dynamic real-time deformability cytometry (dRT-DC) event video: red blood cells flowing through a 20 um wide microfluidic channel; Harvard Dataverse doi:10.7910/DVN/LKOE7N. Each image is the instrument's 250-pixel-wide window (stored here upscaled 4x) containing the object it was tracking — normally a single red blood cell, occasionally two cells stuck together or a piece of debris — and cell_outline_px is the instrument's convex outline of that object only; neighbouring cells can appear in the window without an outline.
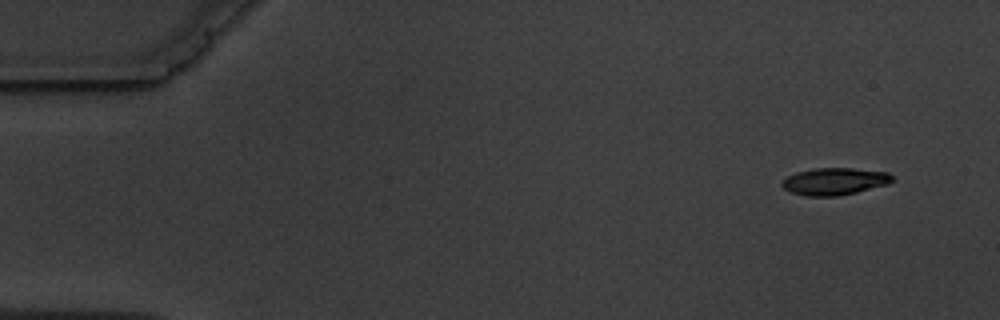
{"species": "common noctule bat (a hibernating species)", "species_latin": "Nyctalus noctula", "temperature_condition": "warm", "stored_images_in_passage": 4, "camera_frame_rate_fps": 3000, "um_per_image_px": 0.085, "animal": {"sex": "male", "body_mass_g": 19.5, "forearm_length_mm": 54.6}, "frame": {"image": 1, "passage_image": 1, "time_ms": 0.0, "image_size_px": [1000, 320], "cell_outline_px": [[892, 180], [888, 184], [840, 196], [808, 196], [792, 192], [784, 188], [780, 184], [788, 176], [796, 172], [816, 168], [852, 168], [888, 172], [892, 176]], "centroid_in_image_um": [70.94, 15.41], "position_along_channel_um": 14.1, "area_um2": 17.28}}
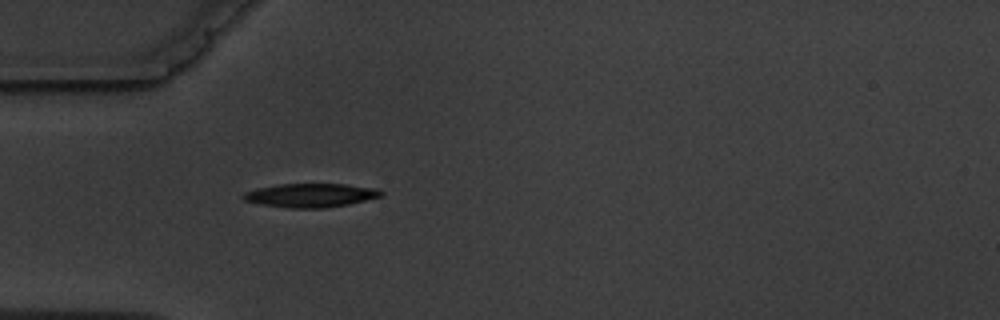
{"frame": {"image": 2, "passage_image": 4, "time_ms": 4.333, "image_size_px": [1000, 320], "cell_outline_px": [[384, 192], [380, 196], [348, 204], [324, 208], [292, 208], [260, 204], [244, 200], [240, 196], [244, 192], [256, 188], [280, 184], [344, 184], [376, 188]], "centroid_in_image_um": [26.36, 16.59], "position_along_channel_um": 58.6, "area_um2": 18.96}}